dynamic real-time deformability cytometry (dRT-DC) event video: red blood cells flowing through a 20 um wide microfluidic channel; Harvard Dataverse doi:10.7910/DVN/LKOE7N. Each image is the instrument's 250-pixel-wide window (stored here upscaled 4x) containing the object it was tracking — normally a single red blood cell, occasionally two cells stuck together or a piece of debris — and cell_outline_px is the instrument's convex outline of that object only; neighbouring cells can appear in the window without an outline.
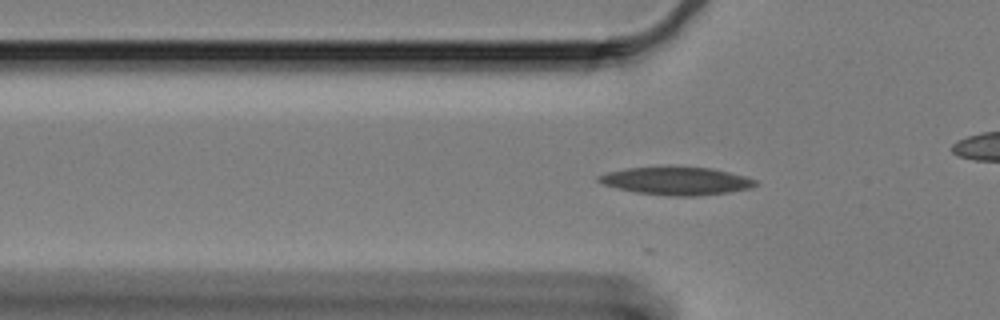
{"species": "Egyptian fruit bat (a non-hibernating species)", "species_latin": "Rousettus aegyptiacus", "temperature_condition": "cold", "stored_images_in_passage": 22, "camera_frame_rate_fps": 3000, "um_per_image_px": 0.085, "animal": {"sex": "female"}, "frame": {"image": 1, "passage_image": 7, "time_ms": 2.0, "image_size_px": [1000, 320], "cell_outline_px": [[760, 184], [752, 188], [728, 192], [696, 196], [668, 196], [636, 192], [604, 184], [596, 180], [596, 176], [608, 172], [624, 168], [664, 164], [668, 164], [708, 168], [728, 172], [744, 176], [756, 180]], "centroid_in_image_um": [57.47, 15.34], "position_along_channel_um": 68.3, "area_um2": 26.24}}
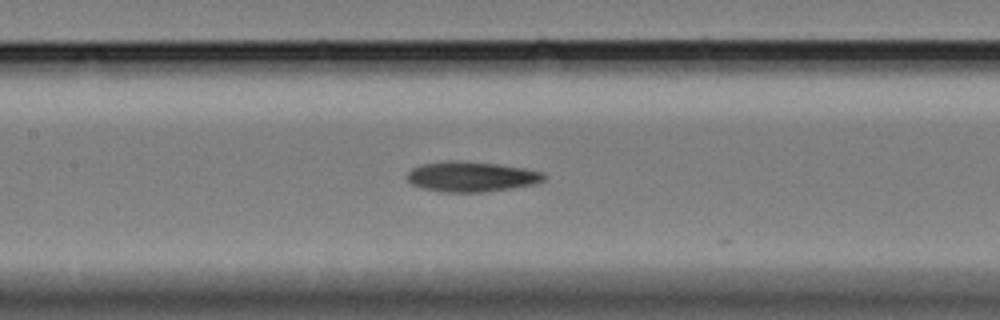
{"frame": {"image": 2, "passage_image": 16, "time_ms": 5.0, "image_size_px": [1000, 320], "cell_outline_px": [[544, 180], [536, 184], [512, 188], [484, 192], [444, 192], [424, 188], [412, 184], [408, 180], [408, 172], [412, 168], [424, 164], [452, 160], [456, 160], [496, 164], [524, 168], [544, 172]], "centroid_in_image_um": [40.1, 15.02], "position_along_channel_um": 167.3, "area_um2": 23.87}}
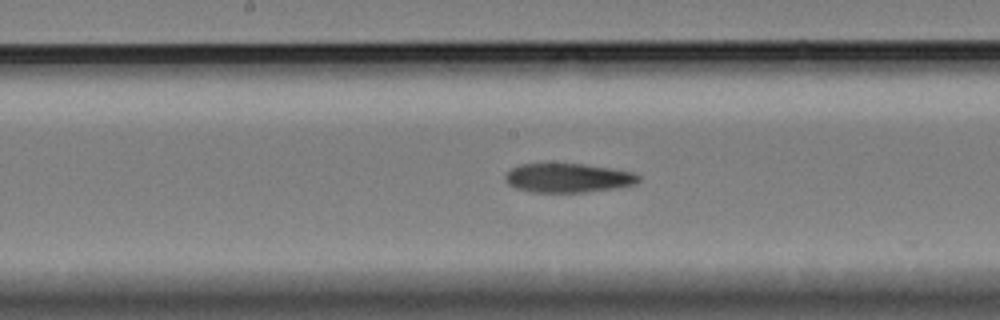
{"frame": {"image": 3, "passage_image": 19, "time_ms": 6.0, "image_size_px": [1000, 320], "cell_outline_px": [[640, 180], [636, 184], [616, 188], [584, 192], [532, 192], [516, 188], [508, 184], [504, 180], [504, 176], [512, 168], [520, 164], [544, 160], [584, 164], [632, 172], [640, 176]], "centroid_in_image_um": [48.21, 15.08], "position_along_channel_um": 200.0, "area_um2": 23.41}}